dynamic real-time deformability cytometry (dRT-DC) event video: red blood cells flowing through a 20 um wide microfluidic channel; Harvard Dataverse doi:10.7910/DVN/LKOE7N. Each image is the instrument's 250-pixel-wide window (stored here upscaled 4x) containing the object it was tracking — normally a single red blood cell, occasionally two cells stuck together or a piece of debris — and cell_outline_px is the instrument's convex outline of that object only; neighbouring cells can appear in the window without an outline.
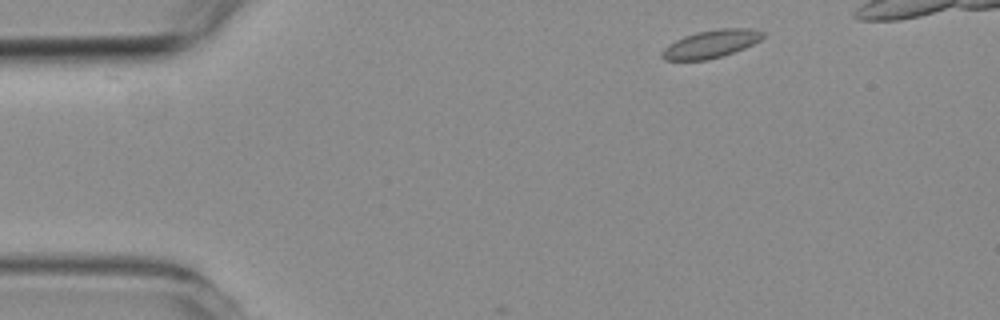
{"species": "common noctule bat (a hibernating species)", "species_latin": "Nyctalus noctula", "temperature_condition": "room temperature", "stored_images_in_passage": 4, "camera_frame_rate_fps": 3000, "um_per_image_px": 0.085, "animal": {"sex": "female", "body_mass_g": 19.3, "forearm_length_mm": 54.1}, "frame": {"image": 1, "passage_image": 1, "time_ms": 0.0, "image_size_px": [1000, 320], "cell_outline_px": [[764, 36], [760, 40], [744, 48], [708, 60], [664, 60], [660, 56], [660, 52], [668, 44], [684, 36], [696, 32], [720, 28], [752, 28], [764, 32]], "centroid_in_image_um": [60.41, 3.73], "position_along_channel_um": 24.6, "area_um2": 16.36}}